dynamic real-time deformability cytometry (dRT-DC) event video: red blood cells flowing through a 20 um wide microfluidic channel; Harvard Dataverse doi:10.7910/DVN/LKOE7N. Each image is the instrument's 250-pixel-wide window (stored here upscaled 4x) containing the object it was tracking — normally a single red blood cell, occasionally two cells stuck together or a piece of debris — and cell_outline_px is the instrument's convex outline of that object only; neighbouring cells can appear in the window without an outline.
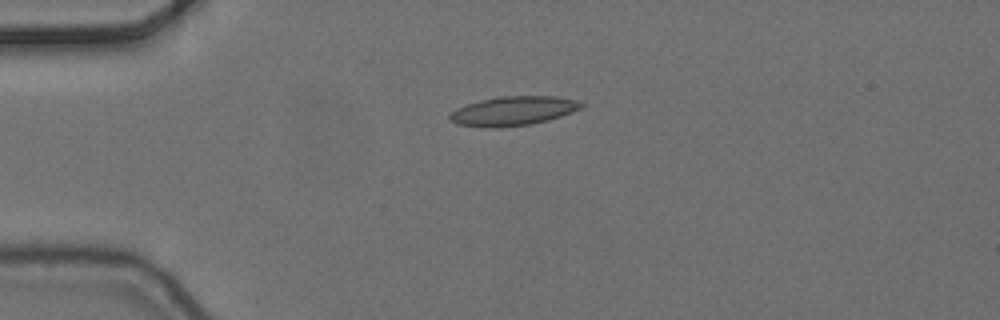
{"species": "common noctule bat (a hibernating species)", "species_latin": "Nyctalus noctula", "temperature_condition": "cold", "stored_images_in_passage": 2, "camera_frame_rate_fps": 3000, "um_per_image_px": 0.085, "animal": {"sex": "female", "body_mass_g": 24.6, "forearm_length_mm": 56.2}, "frame": {"image": 1, "passage_image": 1, "time_ms": 0.0, "image_size_px": [1000, 320], "cell_outline_px": [[584, 104], [580, 108], [572, 112], [548, 120], [532, 124], [496, 128], [456, 124], [448, 120], [448, 116], [456, 108], [480, 100], [496, 96], [556, 96], [576, 100]], "centroid_in_image_um": [43.59, 9.43], "position_along_channel_um": 41.4, "area_um2": 22.37}}